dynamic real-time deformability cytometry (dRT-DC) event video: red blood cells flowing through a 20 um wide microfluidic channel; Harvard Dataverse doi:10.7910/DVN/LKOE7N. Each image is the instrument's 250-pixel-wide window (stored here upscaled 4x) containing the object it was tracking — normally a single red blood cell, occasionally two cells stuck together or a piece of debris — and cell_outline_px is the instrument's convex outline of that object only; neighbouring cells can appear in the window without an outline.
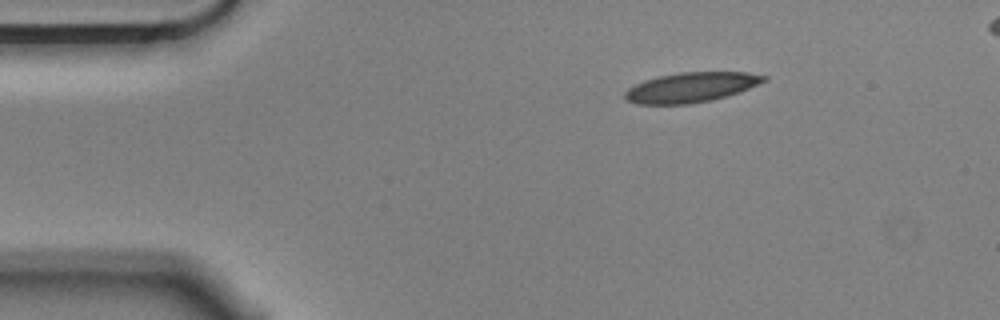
{"species": "Egyptian fruit bat (a non-hibernating species)", "species_latin": "Rousettus aegyptiacus", "temperature_condition": "cold", "stored_images_in_passage": 4, "segment_of_instrument_passage": [1, 2], "camera_frame_rate_fps": 3000, "um_per_image_px": 0.085, "animal": {"sex": "male"}, "frame": {"image": 1, "passage_image": 1, "time_ms": 0.0, "image_size_px": [1000, 320], "cell_outline_px": [[768, 80], [740, 92], [728, 96], [712, 100], [688, 104], [636, 104], [624, 100], [624, 92], [628, 88], [644, 80], [660, 76], [680, 72], [748, 72], [768, 76]], "centroid_in_image_um": [58.75, 7.43], "position_along_channel_um": 26.2, "area_um2": 24.39}}